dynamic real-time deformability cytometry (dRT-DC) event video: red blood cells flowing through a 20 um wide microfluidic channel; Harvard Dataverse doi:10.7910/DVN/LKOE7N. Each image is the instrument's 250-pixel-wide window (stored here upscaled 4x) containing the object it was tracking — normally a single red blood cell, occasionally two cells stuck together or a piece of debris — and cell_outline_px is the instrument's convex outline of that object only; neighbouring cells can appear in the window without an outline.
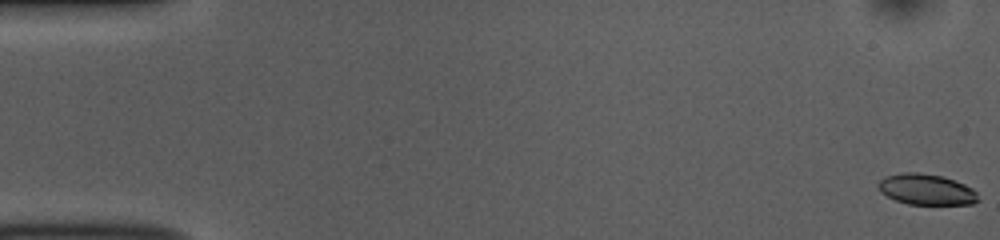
{"species": "common noctule bat (a hibernating species)", "species_latin": "Nyctalus noctula", "temperature_condition": "room temperature", "stored_images_in_passage": 53, "camera_frame_rate_fps": 3000, "um_per_image_px": 0.085, "animal": {"sex": "female", "body_mass_g": 10.0, "forearm_length_mm": 53.1}, "frame": {"image": 1, "passage_image": 1, "time_ms": 0.0, "image_size_px": [1000, 240], "cell_outline_px": [[980, 200], [972, 204], [908, 204], [896, 200], [880, 192], [876, 184], [884, 176], [900, 172], [920, 172], [944, 176], [964, 184], [972, 188], [976, 192]], "centroid_in_image_um": [78.72, 16.08], "position_along_channel_um": 6.3, "area_um2": 18.15}}
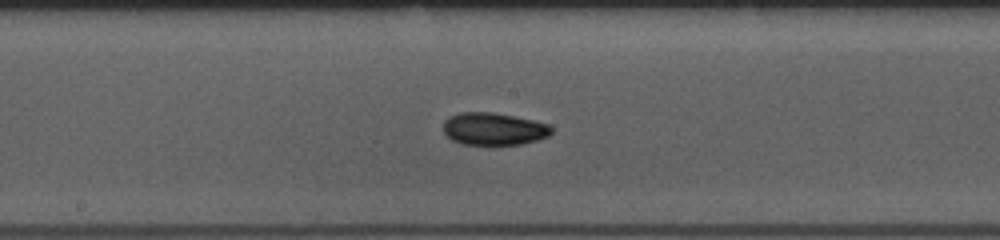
{"frame": {"image": 2, "passage_image": 28, "time_ms": 9.0, "image_size_px": [1000, 240], "cell_outline_px": [[552, 132], [548, 136], [536, 140], [520, 144], [464, 144], [452, 140], [444, 136], [444, 120], [448, 116], [460, 112], [492, 112], [532, 120], [548, 124], [552, 128]], "centroid_in_image_um": [41.92, 10.95], "position_along_channel_um": 206.3, "area_um2": 20.35}}
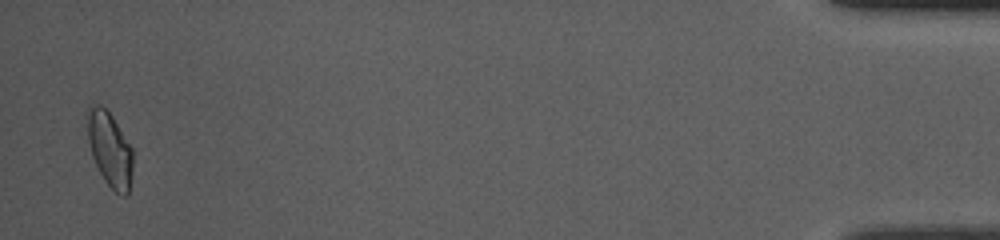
{"frame": {"image": 3, "passage_image": 52, "time_ms": 17.0, "image_size_px": [1000, 240], "cell_outline_px": [[132, 172], [128, 196], [120, 196], [104, 180], [92, 156], [88, 140], [88, 108], [96, 104], [100, 104], [112, 116], [132, 148]], "centroid_in_image_um": [9.35, 12.72], "position_along_channel_um": 425.9, "area_um2": 19.48}, "authors_computed_cell_mechanics": {"area_um2": 19.5364, "velocity_mm_per_s": 3.8265, "shape_relaxation_time_tau1_ms": 4.0803, "shape_relaxation_time_tau2_ms": 2.9558, "deformation_change_tau1": 0.1205, "deformation_change_tau2": 0.076}}